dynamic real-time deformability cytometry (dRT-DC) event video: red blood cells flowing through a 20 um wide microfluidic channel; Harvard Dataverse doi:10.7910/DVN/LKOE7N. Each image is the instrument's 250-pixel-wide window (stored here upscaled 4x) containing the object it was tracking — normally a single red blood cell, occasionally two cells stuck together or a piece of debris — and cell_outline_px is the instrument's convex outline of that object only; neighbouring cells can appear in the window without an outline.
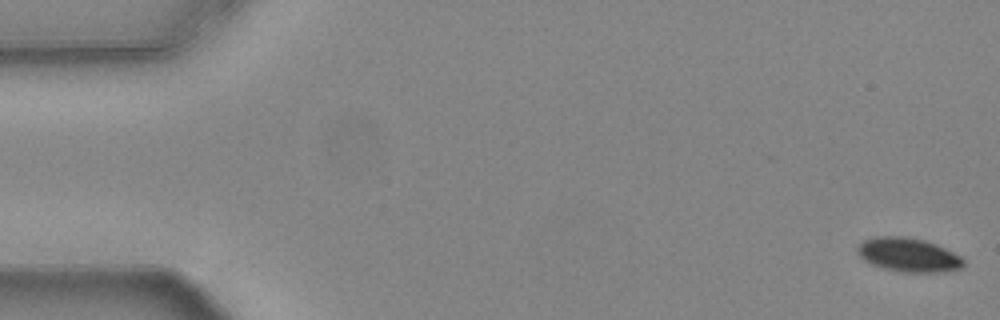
{"species": "common noctule bat (a hibernating species)", "species_latin": "Nyctalus noctula", "temperature_condition": "warm", "stored_images_in_passage": 6, "camera_frame_rate_fps": 3000, "um_per_image_px": 0.085, "animal": {"sex": "female", "body_mass_g": 24.6, "forearm_length_mm": 56.2}, "frame": {"image": 1, "passage_image": 1, "time_ms": 0.0, "image_size_px": [1000, 320], "cell_outline_px": [[964, 268], [948, 272], [900, 272], [884, 268], [872, 264], [864, 260], [856, 252], [856, 248], [864, 240], [876, 236], [904, 236], [924, 240], [936, 244], [960, 256], [964, 260]], "centroid_in_image_um": [77.23, 21.67], "position_along_channel_um": 7.8, "area_um2": 21.1}}